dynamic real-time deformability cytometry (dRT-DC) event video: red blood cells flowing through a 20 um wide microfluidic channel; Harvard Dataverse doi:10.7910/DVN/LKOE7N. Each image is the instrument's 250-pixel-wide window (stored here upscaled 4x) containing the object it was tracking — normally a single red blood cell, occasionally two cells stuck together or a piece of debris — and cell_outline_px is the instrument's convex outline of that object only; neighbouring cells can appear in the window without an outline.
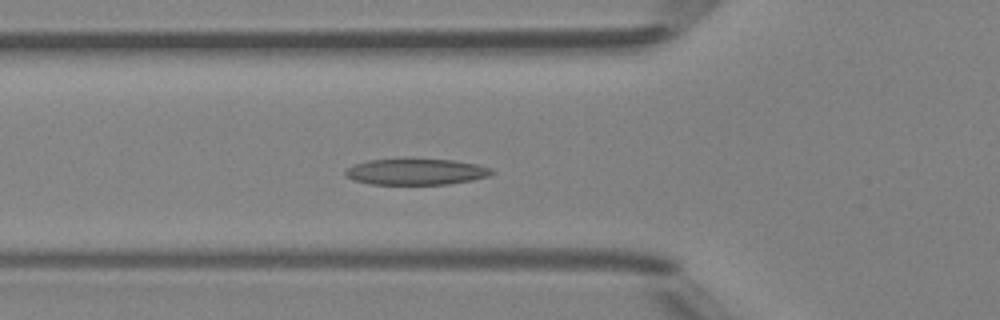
{"species": "Egyptian fruit bat (a non-hibernating species)", "species_latin": "Rousettus aegyptiacus", "temperature_condition": "room temperature", "stored_images_in_passage": 36, "camera_frame_rate_fps": 3000, "um_per_image_px": 0.085, "animal": {"sex": "female"}, "frame": {"image": 1, "passage_image": 5, "time_ms": 1.333, "image_size_px": [1000, 320], "cell_outline_px": [[496, 172], [488, 176], [472, 180], [448, 184], [368, 184], [352, 180], [344, 176], [344, 172], [352, 164], [368, 160], [452, 160], [476, 164], [492, 168]], "centroid_in_image_um": [35.34, 14.61], "position_along_channel_um": 90.5, "area_um2": 22.14}}
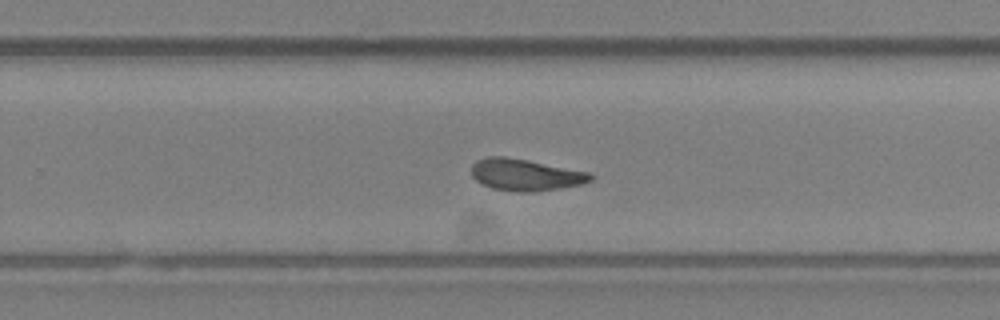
{"frame": {"image": 2, "passage_image": 19, "time_ms": 6.0, "image_size_px": [1000, 320], "cell_outline_px": [[596, 176], [592, 180], [584, 184], [560, 188], [532, 192], [520, 192], [492, 188], [476, 180], [472, 176], [472, 164], [476, 160], [488, 156], [504, 156], [528, 160], [588, 172]], "centroid_in_image_um": [44.68, 14.85], "position_along_channel_um": 285.1, "area_um2": 22.02}}
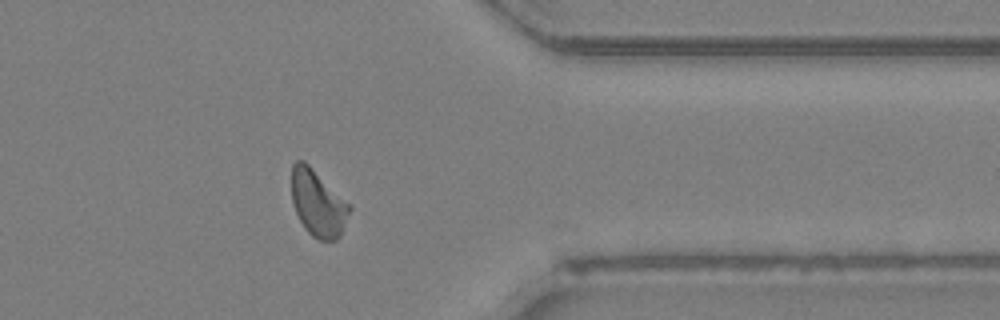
{"frame": {"image": 3, "passage_image": 27, "time_ms": 8.667, "image_size_px": [1000, 320], "cell_outline_px": [[352, 208], [340, 236], [336, 240], [320, 240], [312, 236], [304, 228], [296, 212], [292, 200], [292, 164], [296, 160], [304, 160], [352, 204]], "centroid_in_image_um": [27.05, 17.26], "position_along_channel_um": 384.3, "area_um2": 22.66}, "authors_computed_cell_mechanics": {"area_um2": 21.7906, "velocity_mm_per_s": 4.1875, "shape_relaxation_time_tau1_ms": 5.5739, "shape_relaxation_time_tau2_ms": 2.9114, "deformation_change_tau1": 0.1907, "deformation_change_tau2": 0.1096}}